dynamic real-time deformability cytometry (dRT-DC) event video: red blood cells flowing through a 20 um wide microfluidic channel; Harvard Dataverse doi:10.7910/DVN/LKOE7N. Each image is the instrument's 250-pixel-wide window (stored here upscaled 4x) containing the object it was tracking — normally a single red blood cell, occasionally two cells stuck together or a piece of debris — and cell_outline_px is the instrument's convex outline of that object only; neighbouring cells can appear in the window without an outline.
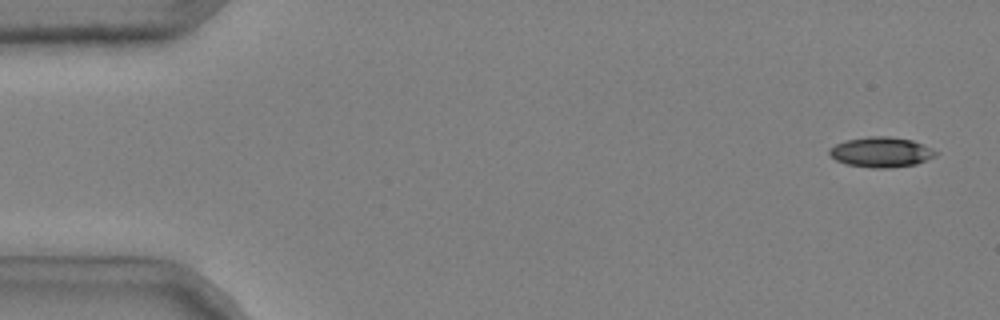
{"species": "common noctule bat (a hibernating species)", "species_latin": "Nyctalus noctula", "temperature_condition": "cold", "stored_images_in_passage": 50, "camera_frame_rate_fps": 3000, "um_per_image_px": 0.085, "animal": {"sex": "male", "body_mass_g": 20.4}, "frame": {"image": 1, "passage_image": 2, "time_ms": 0.333, "image_size_px": [1000, 320], "cell_outline_px": [[940, 152], [936, 156], [916, 164], [892, 168], [872, 168], [848, 164], [836, 160], [828, 152], [828, 148], [844, 140], [868, 136], [888, 136], [912, 140]], "centroid_in_image_um": [74.9, 12.93], "position_along_channel_um": 10.1, "area_um2": 18.79}}
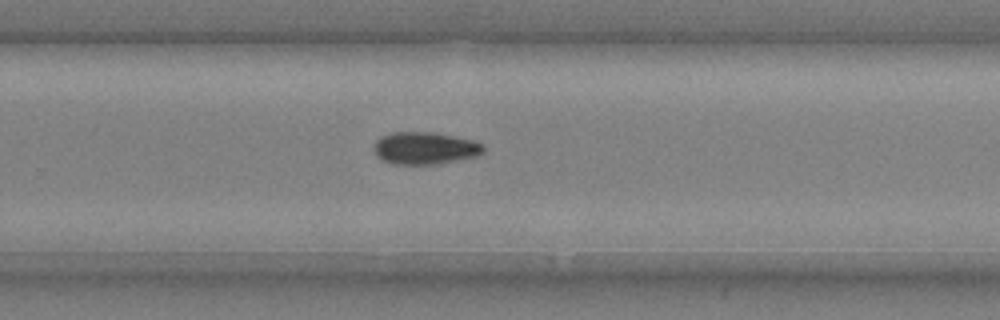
{"frame": {"image": 2, "passage_image": 35, "time_ms": 11.333, "image_size_px": [1000, 320], "cell_outline_px": [[484, 152], [480, 156], [436, 164], [392, 164], [380, 160], [376, 156], [376, 140], [380, 136], [392, 132], [432, 132], [472, 140], [484, 144]], "centroid_in_image_um": [36.13, 12.6], "position_along_channel_um": 293.7, "area_um2": 20.69}}
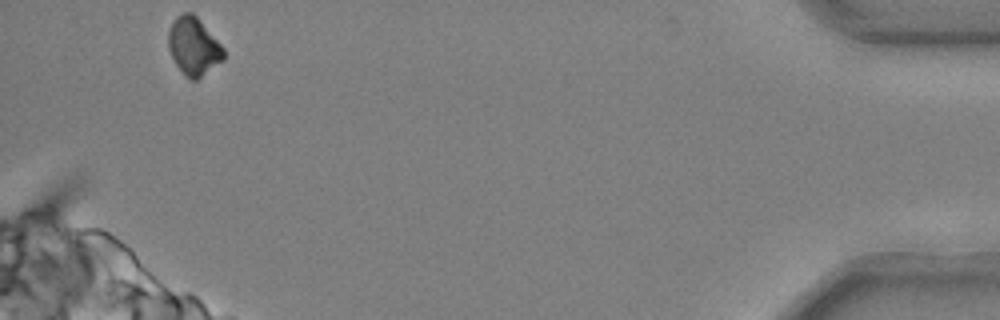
{"frame": {"image": 3, "passage_image": 50, "time_ms": 16.333, "image_size_px": [1000, 320], "cell_outline_px": [[224, 60], [196, 80], [192, 80], [176, 64], [168, 48], [168, 32], [176, 16], [184, 12], [192, 12], [196, 16], [224, 48]], "centroid_in_image_um": [16.46, 3.92], "position_along_channel_um": 418.7, "area_um2": 18.26}, "authors_computed_cell_mechanics": {"area_um2": 20.0277, "velocity_mm_per_s": 3.7035, "shape_relaxation_time_tau1_ms": 4.7173, "shape_relaxation_time_tau2_ms": null, "deformation_change_tau1": 0.1281, "deformation_change_tau2": null}}